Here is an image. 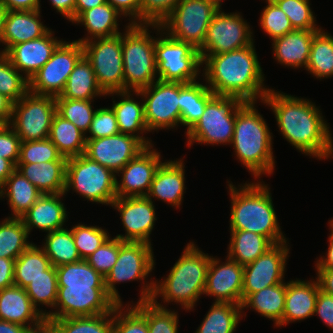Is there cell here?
I'll return each mask as SVG.
<instances>
[{
  "label": "cell",
  "mask_w": 333,
  "mask_h": 333,
  "mask_svg": "<svg viewBox=\"0 0 333 333\" xmlns=\"http://www.w3.org/2000/svg\"><path fill=\"white\" fill-rule=\"evenodd\" d=\"M264 104L271 107L279 131L302 154L319 160L333 156V138L321 111L308 99L270 89Z\"/></svg>",
  "instance_id": "6da1fadb"
},
{
  "label": "cell",
  "mask_w": 333,
  "mask_h": 333,
  "mask_svg": "<svg viewBox=\"0 0 333 333\" xmlns=\"http://www.w3.org/2000/svg\"><path fill=\"white\" fill-rule=\"evenodd\" d=\"M202 75L208 88L218 96L238 97L244 102L263 101L270 88L252 45L216 55H201Z\"/></svg>",
  "instance_id": "7a4b0ae2"
},
{
  "label": "cell",
  "mask_w": 333,
  "mask_h": 333,
  "mask_svg": "<svg viewBox=\"0 0 333 333\" xmlns=\"http://www.w3.org/2000/svg\"><path fill=\"white\" fill-rule=\"evenodd\" d=\"M194 242L187 244L183 254L171 268L164 280L143 283L138 302L157 300L164 303H178L186 310H192L201 295H204L207 270L212 256L203 253Z\"/></svg>",
  "instance_id": "3957f363"
},
{
  "label": "cell",
  "mask_w": 333,
  "mask_h": 333,
  "mask_svg": "<svg viewBox=\"0 0 333 333\" xmlns=\"http://www.w3.org/2000/svg\"><path fill=\"white\" fill-rule=\"evenodd\" d=\"M231 194L230 230H246L266 236L273 244L287 241L281 232L268 185L228 184Z\"/></svg>",
  "instance_id": "277c9868"
},
{
  "label": "cell",
  "mask_w": 333,
  "mask_h": 333,
  "mask_svg": "<svg viewBox=\"0 0 333 333\" xmlns=\"http://www.w3.org/2000/svg\"><path fill=\"white\" fill-rule=\"evenodd\" d=\"M256 102H244L237 110L232 145L241 164L255 178L272 174L275 159L272 133L255 108Z\"/></svg>",
  "instance_id": "5b68a950"
},
{
  "label": "cell",
  "mask_w": 333,
  "mask_h": 333,
  "mask_svg": "<svg viewBox=\"0 0 333 333\" xmlns=\"http://www.w3.org/2000/svg\"><path fill=\"white\" fill-rule=\"evenodd\" d=\"M149 27L151 25L128 23L122 34L124 91H139L158 80L156 38L150 35Z\"/></svg>",
  "instance_id": "8992f818"
},
{
  "label": "cell",
  "mask_w": 333,
  "mask_h": 333,
  "mask_svg": "<svg viewBox=\"0 0 333 333\" xmlns=\"http://www.w3.org/2000/svg\"><path fill=\"white\" fill-rule=\"evenodd\" d=\"M87 201L110 205L116 196V174L85 154L67 160L64 194L69 190Z\"/></svg>",
  "instance_id": "52a82bcc"
},
{
  "label": "cell",
  "mask_w": 333,
  "mask_h": 333,
  "mask_svg": "<svg viewBox=\"0 0 333 333\" xmlns=\"http://www.w3.org/2000/svg\"><path fill=\"white\" fill-rule=\"evenodd\" d=\"M151 27L157 29L159 34L161 31L160 37L155 39L158 79L165 82H195L201 73L199 67H203L200 51L191 44L166 34L161 25H151Z\"/></svg>",
  "instance_id": "ba28073f"
},
{
  "label": "cell",
  "mask_w": 333,
  "mask_h": 333,
  "mask_svg": "<svg viewBox=\"0 0 333 333\" xmlns=\"http://www.w3.org/2000/svg\"><path fill=\"white\" fill-rule=\"evenodd\" d=\"M244 103L238 97L215 95L201 118L186 132L188 146L198 144H231L238 108Z\"/></svg>",
  "instance_id": "9c48e42d"
},
{
  "label": "cell",
  "mask_w": 333,
  "mask_h": 333,
  "mask_svg": "<svg viewBox=\"0 0 333 333\" xmlns=\"http://www.w3.org/2000/svg\"><path fill=\"white\" fill-rule=\"evenodd\" d=\"M218 9L208 0H180L170 15L160 24L174 39L200 49L207 29Z\"/></svg>",
  "instance_id": "30bf717a"
},
{
  "label": "cell",
  "mask_w": 333,
  "mask_h": 333,
  "mask_svg": "<svg viewBox=\"0 0 333 333\" xmlns=\"http://www.w3.org/2000/svg\"><path fill=\"white\" fill-rule=\"evenodd\" d=\"M99 87L105 94L124 91L122 33L82 43Z\"/></svg>",
  "instance_id": "8fae6325"
},
{
  "label": "cell",
  "mask_w": 333,
  "mask_h": 333,
  "mask_svg": "<svg viewBox=\"0 0 333 333\" xmlns=\"http://www.w3.org/2000/svg\"><path fill=\"white\" fill-rule=\"evenodd\" d=\"M56 113L55 97L28 91L18 102L13 103L10 125L21 141L44 140L49 137Z\"/></svg>",
  "instance_id": "7c38bea8"
},
{
  "label": "cell",
  "mask_w": 333,
  "mask_h": 333,
  "mask_svg": "<svg viewBox=\"0 0 333 333\" xmlns=\"http://www.w3.org/2000/svg\"><path fill=\"white\" fill-rule=\"evenodd\" d=\"M84 56L78 41H62L51 58L29 80V92L36 95L57 97L63 92L75 65Z\"/></svg>",
  "instance_id": "4fadbf2b"
},
{
  "label": "cell",
  "mask_w": 333,
  "mask_h": 333,
  "mask_svg": "<svg viewBox=\"0 0 333 333\" xmlns=\"http://www.w3.org/2000/svg\"><path fill=\"white\" fill-rule=\"evenodd\" d=\"M142 96L148 131L176 128L181 124L180 83L156 80L150 86L133 91Z\"/></svg>",
  "instance_id": "5bb4252c"
},
{
  "label": "cell",
  "mask_w": 333,
  "mask_h": 333,
  "mask_svg": "<svg viewBox=\"0 0 333 333\" xmlns=\"http://www.w3.org/2000/svg\"><path fill=\"white\" fill-rule=\"evenodd\" d=\"M155 260L150 244L120 240L117 261L105 277L107 294L117 303L122 299L115 284L127 281H143L154 269Z\"/></svg>",
  "instance_id": "9a60e30c"
},
{
  "label": "cell",
  "mask_w": 333,
  "mask_h": 333,
  "mask_svg": "<svg viewBox=\"0 0 333 333\" xmlns=\"http://www.w3.org/2000/svg\"><path fill=\"white\" fill-rule=\"evenodd\" d=\"M116 305L106 287L58 286L56 311H49L46 319L96 316L110 313Z\"/></svg>",
  "instance_id": "2e32d148"
},
{
  "label": "cell",
  "mask_w": 333,
  "mask_h": 333,
  "mask_svg": "<svg viewBox=\"0 0 333 333\" xmlns=\"http://www.w3.org/2000/svg\"><path fill=\"white\" fill-rule=\"evenodd\" d=\"M249 24L240 13L218 10L209 24L200 55H216L252 45L254 39Z\"/></svg>",
  "instance_id": "e0dca14e"
},
{
  "label": "cell",
  "mask_w": 333,
  "mask_h": 333,
  "mask_svg": "<svg viewBox=\"0 0 333 333\" xmlns=\"http://www.w3.org/2000/svg\"><path fill=\"white\" fill-rule=\"evenodd\" d=\"M285 242L274 244L255 261L244 266L242 302L252 293L284 282L289 252Z\"/></svg>",
  "instance_id": "ac0fdd59"
},
{
  "label": "cell",
  "mask_w": 333,
  "mask_h": 333,
  "mask_svg": "<svg viewBox=\"0 0 333 333\" xmlns=\"http://www.w3.org/2000/svg\"><path fill=\"white\" fill-rule=\"evenodd\" d=\"M146 146L136 136L118 133L97 139H86L85 155L119 176V171Z\"/></svg>",
  "instance_id": "d6986e66"
},
{
  "label": "cell",
  "mask_w": 333,
  "mask_h": 333,
  "mask_svg": "<svg viewBox=\"0 0 333 333\" xmlns=\"http://www.w3.org/2000/svg\"><path fill=\"white\" fill-rule=\"evenodd\" d=\"M120 213L125 235L116 238L122 241L144 242L151 245L150 234L156 222L153 201L145 197H117L111 204Z\"/></svg>",
  "instance_id": "ffe728a7"
},
{
  "label": "cell",
  "mask_w": 333,
  "mask_h": 333,
  "mask_svg": "<svg viewBox=\"0 0 333 333\" xmlns=\"http://www.w3.org/2000/svg\"><path fill=\"white\" fill-rule=\"evenodd\" d=\"M153 147H146L119 171L122 179L116 178L117 197H145L148 194L162 163L161 154Z\"/></svg>",
  "instance_id": "44dd1931"
},
{
  "label": "cell",
  "mask_w": 333,
  "mask_h": 333,
  "mask_svg": "<svg viewBox=\"0 0 333 333\" xmlns=\"http://www.w3.org/2000/svg\"><path fill=\"white\" fill-rule=\"evenodd\" d=\"M244 266L227 256L225 262L211 257L204 295L216 297L215 302L242 304Z\"/></svg>",
  "instance_id": "7402d4cb"
},
{
  "label": "cell",
  "mask_w": 333,
  "mask_h": 333,
  "mask_svg": "<svg viewBox=\"0 0 333 333\" xmlns=\"http://www.w3.org/2000/svg\"><path fill=\"white\" fill-rule=\"evenodd\" d=\"M50 29L44 36L11 46L5 54L11 64L23 72L24 77L30 80L51 58L53 51L63 41L54 37Z\"/></svg>",
  "instance_id": "603a6c76"
},
{
  "label": "cell",
  "mask_w": 333,
  "mask_h": 333,
  "mask_svg": "<svg viewBox=\"0 0 333 333\" xmlns=\"http://www.w3.org/2000/svg\"><path fill=\"white\" fill-rule=\"evenodd\" d=\"M0 320L16 323L33 331L47 324L46 318L33 306L26 290L16 285L0 290Z\"/></svg>",
  "instance_id": "cb8c5ba5"
},
{
  "label": "cell",
  "mask_w": 333,
  "mask_h": 333,
  "mask_svg": "<svg viewBox=\"0 0 333 333\" xmlns=\"http://www.w3.org/2000/svg\"><path fill=\"white\" fill-rule=\"evenodd\" d=\"M185 165L183 160L162 162L157 169L146 197L162 200L179 208L185 193Z\"/></svg>",
  "instance_id": "d4e9b609"
},
{
  "label": "cell",
  "mask_w": 333,
  "mask_h": 333,
  "mask_svg": "<svg viewBox=\"0 0 333 333\" xmlns=\"http://www.w3.org/2000/svg\"><path fill=\"white\" fill-rule=\"evenodd\" d=\"M60 194H42V196L21 217L23 224L30 234L32 228H37L47 233L64 228L68 214Z\"/></svg>",
  "instance_id": "484cf974"
},
{
  "label": "cell",
  "mask_w": 333,
  "mask_h": 333,
  "mask_svg": "<svg viewBox=\"0 0 333 333\" xmlns=\"http://www.w3.org/2000/svg\"><path fill=\"white\" fill-rule=\"evenodd\" d=\"M319 290L320 286L317 279L316 281H302L300 279L288 281L286 283L282 326L312 317Z\"/></svg>",
  "instance_id": "4316f807"
},
{
  "label": "cell",
  "mask_w": 333,
  "mask_h": 333,
  "mask_svg": "<svg viewBox=\"0 0 333 333\" xmlns=\"http://www.w3.org/2000/svg\"><path fill=\"white\" fill-rule=\"evenodd\" d=\"M40 12V10L7 11L3 33L5 47L0 53H5L13 45L38 39L49 31L41 19L39 20Z\"/></svg>",
  "instance_id": "83f0119b"
},
{
  "label": "cell",
  "mask_w": 333,
  "mask_h": 333,
  "mask_svg": "<svg viewBox=\"0 0 333 333\" xmlns=\"http://www.w3.org/2000/svg\"><path fill=\"white\" fill-rule=\"evenodd\" d=\"M318 31L293 30L273 40L274 59L285 66L306 69L312 40Z\"/></svg>",
  "instance_id": "f1b7e54d"
},
{
  "label": "cell",
  "mask_w": 333,
  "mask_h": 333,
  "mask_svg": "<svg viewBox=\"0 0 333 333\" xmlns=\"http://www.w3.org/2000/svg\"><path fill=\"white\" fill-rule=\"evenodd\" d=\"M131 92L121 91L106 94L122 97L118 102L113 100V105L111 106L116 115L119 131L123 134L136 136L146 147L154 146L152 140L149 141L148 138L146 139L143 136V132H148L145 121L144 102L138 103V101H135ZM141 134L142 136H140Z\"/></svg>",
  "instance_id": "f546056e"
},
{
  "label": "cell",
  "mask_w": 333,
  "mask_h": 333,
  "mask_svg": "<svg viewBox=\"0 0 333 333\" xmlns=\"http://www.w3.org/2000/svg\"><path fill=\"white\" fill-rule=\"evenodd\" d=\"M67 161L18 163L16 170L26 177L42 194L65 191Z\"/></svg>",
  "instance_id": "4dcf8cb0"
},
{
  "label": "cell",
  "mask_w": 333,
  "mask_h": 333,
  "mask_svg": "<svg viewBox=\"0 0 333 333\" xmlns=\"http://www.w3.org/2000/svg\"><path fill=\"white\" fill-rule=\"evenodd\" d=\"M121 14L108 2L84 11L74 22L84 25L87 37L75 40L81 44L96 38L112 37L120 34L118 18Z\"/></svg>",
  "instance_id": "1f68e13d"
},
{
  "label": "cell",
  "mask_w": 333,
  "mask_h": 333,
  "mask_svg": "<svg viewBox=\"0 0 333 333\" xmlns=\"http://www.w3.org/2000/svg\"><path fill=\"white\" fill-rule=\"evenodd\" d=\"M42 193L19 171L15 170L0 189V198H8L12 217L21 218Z\"/></svg>",
  "instance_id": "d6a6232c"
},
{
  "label": "cell",
  "mask_w": 333,
  "mask_h": 333,
  "mask_svg": "<svg viewBox=\"0 0 333 333\" xmlns=\"http://www.w3.org/2000/svg\"><path fill=\"white\" fill-rule=\"evenodd\" d=\"M286 282L272 285L250 294L241 304L251 308L260 315L274 321V325L282 327V317L285 308Z\"/></svg>",
  "instance_id": "836d02e7"
},
{
  "label": "cell",
  "mask_w": 333,
  "mask_h": 333,
  "mask_svg": "<svg viewBox=\"0 0 333 333\" xmlns=\"http://www.w3.org/2000/svg\"><path fill=\"white\" fill-rule=\"evenodd\" d=\"M101 95L107 96L97 83L91 63L83 56L69 75L63 92L55 98L93 100Z\"/></svg>",
  "instance_id": "e575fe53"
},
{
  "label": "cell",
  "mask_w": 333,
  "mask_h": 333,
  "mask_svg": "<svg viewBox=\"0 0 333 333\" xmlns=\"http://www.w3.org/2000/svg\"><path fill=\"white\" fill-rule=\"evenodd\" d=\"M228 257L245 266L255 261L274 244L266 237L246 230H230Z\"/></svg>",
  "instance_id": "d590c367"
},
{
  "label": "cell",
  "mask_w": 333,
  "mask_h": 333,
  "mask_svg": "<svg viewBox=\"0 0 333 333\" xmlns=\"http://www.w3.org/2000/svg\"><path fill=\"white\" fill-rule=\"evenodd\" d=\"M215 96L207 84L197 81L180 83L181 125L187 126L188 132L201 118L206 104Z\"/></svg>",
  "instance_id": "8d00e7d4"
},
{
  "label": "cell",
  "mask_w": 333,
  "mask_h": 333,
  "mask_svg": "<svg viewBox=\"0 0 333 333\" xmlns=\"http://www.w3.org/2000/svg\"><path fill=\"white\" fill-rule=\"evenodd\" d=\"M48 139L66 159L85 153V134L72 122L64 119L58 113L53 117Z\"/></svg>",
  "instance_id": "74e56055"
},
{
  "label": "cell",
  "mask_w": 333,
  "mask_h": 333,
  "mask_svg": "<svg viewBox=\"0 0 333 333\" xmlns=\"http://www.w3.org/2000/svg\"><path fill=\"white\" fill-rule=\"evenodd\" d=\"M243 312L241 305L214 302L195 333H234Z\"/></svg>",
  "instance_id": "f35d334b"
},
{
  "label": "cell",
  "mask_w": 333,
  "mask_h": 333,
  "mask_svg": "<svg viewBox=\"0 0 333 333\" xmlns=\"http://www.w3.org/2000/svg\"><path fill=\"white\" fill-rule=\"evenodd\" d=\"M46 321L55 333H113V310L96 316L46 319Z\"/></svg>",
  "instance_id": "ab89813d"
},
{
  "label": "cell",
  "mask_w": 333,
  "mask_h": 333,
  "mask_svg": "<svg viewBox=\"0 0 333 333\" xmlns=\"http://www.w3.org/2000/svg\"><path fill=\"white\" fill-rule=\"evenodd\" d=\"M51 266L50 260L41 247L31 244L15 260L14 285L26 288L31 280L44 275V271Z\"/></svg>",
  "instance_id": "60d3db41"
},
{
  "label": "cell",
  "mask_w": 333,
  "mask_h": 333,
  "mask_svg": "<svg viewBox=\"0 0 333 333\" xmlns=\"http://www.w3.org/2000/svg\"><path fill=\"white\" fill-rule=\"evenodd\" d=\"M42 249L54 267L81 261L71 229L62 228L46 234Z\"/></svg>",
  "instance_id": "b9f144b4"
},
{
  "label": "cell",
  "mask_w": 333,
  "mask_h": 333,
  "mask_svg": "<svg viewBox=\"0 0 333 333\" xmlns=\"http://www.w3.org/2000/svg\"><path fill=\"white\" fill-rule=\"evenodd\" d=\"M306 69L317 79L333 76V36L324 29L314 35Z\"/></svg>",
  "instance_id": "7bdbcfd3"
},
{
  "label": "cell",
  "mask_w": 333,
  "mask_h": 333,
  "mask_svg": "<svg viewBox=\"0 0 333 333\" xmlns=\"http://www.w3.org/2000/svg\"><path fill=\"white\" fill-rule=\"evenodd\" d=\"M21 218L6 217L0 222V258L17 259L32 242Z\"/></svg>",
  "instance_id": "ee69618b"
},
{
  "label": "cell",
  "mask_w": 333,
  "mask_h": 333,
  "mask_svg": "<svg viewBox=\"0 0 333 333\" xmlns=\"http://www.w3.org/2000/svg\"><path fill=\"white\" fill-rule=\"evenodd\" d=\"M58 286L105 287V278L86 260L56 267Z\"/></svg>",
  "instance_id": "f6af8a7d"
},
{
  "label": "cell",
  "mask_w": 333,
  "mask_h": 333,
  "mask_svg": "<svg viewBox=\"0 0 333 333\" xmlns=\"http://www.w3.org/2000/svg\"><path fill=\"white\" fill-rule=\"evenodd\" d=\"M27 295L31 299L33 306L45 317L48 312L42 310L38 306L45 305L54 309L58 296V281L56 267L51 265L44 271V275L38 276L31 280L30 284L25 288ZM41 309V310H40Z\"/></svg>",
  "instance_id": "bcb514c9"
},
{
  "label": "cell",
  "mask_w": 333,
  "mask_h": 333,
  "mask_svg": "<svg viewBox=\"0 0 333 333\" xmlns=\"http://www.w3.org/2000/svg\"><path fill=\"white\" fill-rule=\"evenodd\" d=\"M127 307L125 310L123 304H117L113 309V333H149L146 301L128 304Z\"/></svg>",
  "instance_id": "7dc6e473"
},
{
  "label": "cell",
  "mask_w": 333,
  "mask_h": 333,
  "mask_svg": "<svg viewBox=\"0 0 333 333\" xmlns=\"http://www.w3.org/2000/svg\"><path fill=\"white\" fill-rule=\"evenodd\" d=\"M28 91L29 80L11 64L5 53H0V94L15 103Z\"/></svg>",
  "instance_id": "c3c4849f"
},
{
  "label": "cell",
  "mask_w": 333,
  "mask_h": 333,
  "mask_svg": "<svg viewBox=\"0 0 333 333\" xmlns=\"http://www.w3.org/2000/svg\"><path fill=\"white\" fill-rule=\"evenodd\" d=\"M57 113L72 122L85 135L89 131L96 109H92L94 100L55 98Z\"/></svg>",
  "instance_id": "681fc988"
},
{
  "label": "cell",
  "mask_w": 333,
  "mask_h": 333,
  "mask_svg": "<svg viewBox=\"0 0 333 333\" xmlns=\"http://www.w3.org/2000/svg\"><path fill=\"white\" fill-rule=\"evenodd\" d=\"M75 246L82 260H86L97 248L109 238L107 230L99 226L77 224L71 228Z\"/></svg>",
  "instance_id": "f907efd6"
},
{
  "label": "cell",
  "mask_w": 333,
  "mask_h": 333,
  "mask_svg": "<svg viewBox=\"0 0 333 333\" xmlns=\"http://www.w3.org/2000/svg\"><path fill=\"white\" fill-rule=\"evenodd\" d=\"M286 14L295 30L319 31L315 16L310 8V0H273Z\"/></svg>",
  "instance_id": "816d5d0a"
},
{
  "label": "cell",
  "mask_w": 333,
  "mask_h": 333,
  "mask_svg": "<svg viewBox=\"0 0 333 333\" xmlns=\"http://www.w3.org/2000/svg\"><path fill=\"white\" fill-rule=\"evenodd\" d=\"M146 320L149 333H178L177 311L167 309L157 300L146 301Z\"/></svg>",
  "instance_id": "f5cc1de1"
},
{
  "label": "cell",
  "mask_w": 333,
  "mask_h": 333,
  "mask_svg": "<svg viewBox=\"0 0 333 333\" xmlns=\"http://www.w3.org/2000/svg\"><path fill=\"white\" fill-rule=\"evenodd\" d=\"M67 160L48 138L44 140L21 141L18 163L39 164L41 162Z\"/></svg>",
  "instance_id": "db71d44e"
},
{
  "label": "cell",
  "mask_w": 333,
  "mask_h": 333,
  "mask_svg": "<svg viewBox=\"0 0 333 333\" xmlns=\"http://www.w3.org/2000/svg\"><path fill=\"white\" fill-rule=\"evenodd\" d=\"M266 2L268 5L261 12L259 19L260 27L269 35L272 41L295 30L286 14L273 0H266Z\"/></svg>",
  "instance_id": "11a10c76"
},
{
  "label": "cell",
  "mask_w": 333,
  "mask_h": 333,
  "mask_svg": "<svg viewBox=\"0 0 333 333\" xmlns=\"http://www.w3.org/2000/svg\"><path fill=\"white\" fill-rule=\"evenodd\" d=\"M120 249V239L109 238L86 261L104 278L115 265Z\"/></svg>",
  "instance_id": "9f6ffc18"
},
{
  "label": "cell",
  "mask_w": 333,
  "mask_h": 333,
  "mask_svg": "<svg viewBox=\"0 0 333 333\" xmlns=\"http://www.w3.org/2000/svg\"><path fill=\"white\" fill-rule=\"evenodd\" d=\"M180 0H140V24L160 25Z\"/></svg>",
  "instance_id": "6f0895ef"
},
{
  "label": "cell",
  "mask_w": 333,
  "mask_h": 333,
  "mask_svg": "<svg viewBox=\"0 0 333 333\" xmlns=\"http://www.w3.org/2000/svg\"><path fill=\"white\" fill-rule=\"evenodd\" d=\"M86 139H97L120 133L114 110L111 108L96 109Z\"/></svg>",
  "instance_id": "680465c9"
},
{
  "label": "cell",
  "mask_w": 333,
  "mask_h": 333,
  "mask_svg": "<svg viewBox=\"0 0 333 333\" xmlns=\"http://www.w3.org/2000/svg\"><path fill=\"white\" fill-rule=\"evenodd\" d=\"M20 144L21 139L10 124L0 131V157L10 160L15 166L20 157Z\"/></svg>",
  "instance_id": "91938a15"
},
{
  "label": "cell",
  "mask_w": 333,
  "mask_h": 333,
  "mask_svg": "<svg viewBox=\"0 0 333 333\" xmlns=\"http://www.w3.org/2000/svg\"><path fill=\"white\" fill-rule=\"evenodd\" d=\"M318 315L320 319L333 330V296L319 290L316 299L314 315Z\"/></svg>",
  "instance_id": "94428289"
},
{
  "label": "cell",
  "mask_w": 333,
  "mask_h": 333,
  "mask_svg": "<svg viewBox=\"0 0 333 333\" xmlns=\"http://www.w3.org/2000/svg\"><path fill=\"white\" fill-rule=\"evenodd\" d=\"M123 17L129 16L130 24H140V0H107Z\"/></svg>",
  "instance_id": "6125c7cd"
},
{
  "label": "cell",
  "mask_w": 333,
  "mask_h": 333,
  "mask_svg": "<svg viewBox=\"0 0 333 333\" xmlns=\"http://www.w3.org/2000/svg\"><path fill=\"white\" fill-rule=\"evenodd\" d=\"M15 259L0 258V290L14 285Z\"/></svg>",
  "instance_id": "be15d7a7"
},
{
  "label": "cell",
  "mask_w": 333,
  "mask_h": 333,
  "mask_svg": "<svg viewBox=\"0 0 333 333\" xmlns=\"http://www.w3.org/2000/svg\"><path fill=\"white\" fill-rule=\"evenodd\" d=\"M41 0H0L7 11H33L41 10L40 8Z\"/></svg>",
  "instance_id": "e7e4bbea"
},
{
  "label": "cell",
  "mask_w": 333,
  "mask_h": 333,
  "mask_svg": "<svg viewBox=\"0 0 333 333\" xmlns=\"http://www.w3.org/2000/svg\"><path fill=\"white\" fill-rule=\"evenodd\" d=\"M320 290L333 296V269H316Z\"/></svg>",
  "instance_id": "03108f58"
},
{
  "label": "cell",
  "mask_w": 333,
  "mask_h": 333,
  "mask_svg": "<svg viewBox=\"0 0 333 333\" xmlns=\"http://www.w3.org/2000/svg\"><path fill=\"white\" fill-rule=\"evenodd\" d=\"M56 12L62 14L67 20L74 22V9L76 0H50Z\"/></svg>",
  "instance_id": "003e7915"
},
{
  "label": "cell",
  "mask_w": 333,
  "mask_h": 333,
  "mask_svg": "<svg viewBox=\"0 0 333 333\" xmlns=\"http://www.w3.org/2000/svg\"><path fill=\"white\" fill-rule=\"evenodd\" d=\"M107 0H76L74 21L84 12L106 3Z\"/></svg>",
  "instance_id": "a7ac6f4b"
},
{
  "label": "cell",
  "mask_w": 333,
  "mask_h": 333,
  "mask_svg": "<svg viewBox=\"0 0 333 333\" xmlns=\"http://www.w3.org/2000/svg\"><path fill=\"white\" fill-rule=\"evenodd\" d=\"M325 257L321 256L316 262V269H333V237L329 236V247Z\"/></svg>",
  "instance_id": "89a4df30"
},
{
  "label": "cell",
  "mask_w": 333,
  "mask_h": 333,
  "mask_svg": "<svg viewBox=\"0 0 333 333\" xmlns=\"http://www.w3.org/2000/svg\"><path fill=\"white\" fill-rule=\"evenodd\" d=\"M13 102L3 94H0V117L8 124L12 119Z\"/></svg>",
  "instance_id": "2644e50d"
},
{
  "label": "cell",
  "mask_w": 333,
  "mask_h": 333,
  "mask_svg": "<svg viewBox=\"0 0 333 333\" xmlns=\"http://www.w3.org/2000/svg\"><path fill=\"white\" fill-rule=\"evenodd\" d=\"M15 170L16 166L10 160L0 157V189Z\"/></svg>",
  "instance_id": "8c879c8a"
},
{
  "label": "cell",
  "mask_w": 333,
  "mask_h": 333,
  "mask_svg": "<svg viewBox=\"0 0 333 333\" xmlns=\"http://www.w3.org/2000/svg\"><path fill=\"white\" fill-rule=\"evenodd\" d=\"M32 331L22 325L0 320V333H31Z\"/></svg>",
  "instance_id": "753ad0ef"
},
{
  "label": "cell",
  "mask_w": 333,
  "mask_h": 333,
  "mask_svg": "<svg viewBox=\"0 0 333 333\" xmlns=\"http://www.w3.org/2000/svg\"><path fill=\"white\" fill-rule=\"evenodd\" d=\"M6 15L7 9L2 4H0V42L2 44Z\"/></svg>",
  "instance_id": "34e18365"
},
{
  "label": "cell",
  "mask_w": 333,
  "mask_h": 333,
  "mask_svg": "<svg viewBox=\"0 0 333 333\" xmlns=\"http://www.w3.org/2000/svg\"><path fill=\"white\" fill-rule=\"evenodd\" d=\"M31 333H55V332L51 329V327L48 324H46L44 327L34 330Z\"/></svg>",
  "instance_id": "11e5206c"
},
{
  "label": "cell",
  "mask_w": 333,
  "mask_h": 333,
  "mask_svg": "<svg viewBox=\"0 0 333 333\" xmlns=\"http://www.w3.org/2000/svg\"><path fill=\"white\" fill-rule=\"evenodd\" d=\"M210 3H212L218 10H222L221 9V0H208ZM223 1V0H222Z\"/></svg>",
  "instance_id": "2a66077c"
},
{
  "label": "cell",
  "mask_w": 333,
  "mask_h": 333,
  "mask_svg": "<svg viewBox=\"0 0 333 333\" xmlns=\"http://www.w3.org/2000/svg\"><path fill=\"white\" fill-rule=\"evenodd\" d=\"M8 125V123L2 118L0 117V131L5 128Z\"/></svg>",
  "instance_id": "b9fcfbb0"
},
{
  "label": "cell",
  "mask_w": 333,
  "mask_h": 333,
  "mask_svg": "<svg viewBox=\"0 0 333 333\" xmlns=\"http://www.w3.org/2000/svg\"><path fill=\"white\" fill-rule=\"evenodd\" d=\"M329 225H330V229H331L330 235L333 237V219L329 220Z\"/></svg>",
  "instance_id": "09005b40"
}]
</instances>
